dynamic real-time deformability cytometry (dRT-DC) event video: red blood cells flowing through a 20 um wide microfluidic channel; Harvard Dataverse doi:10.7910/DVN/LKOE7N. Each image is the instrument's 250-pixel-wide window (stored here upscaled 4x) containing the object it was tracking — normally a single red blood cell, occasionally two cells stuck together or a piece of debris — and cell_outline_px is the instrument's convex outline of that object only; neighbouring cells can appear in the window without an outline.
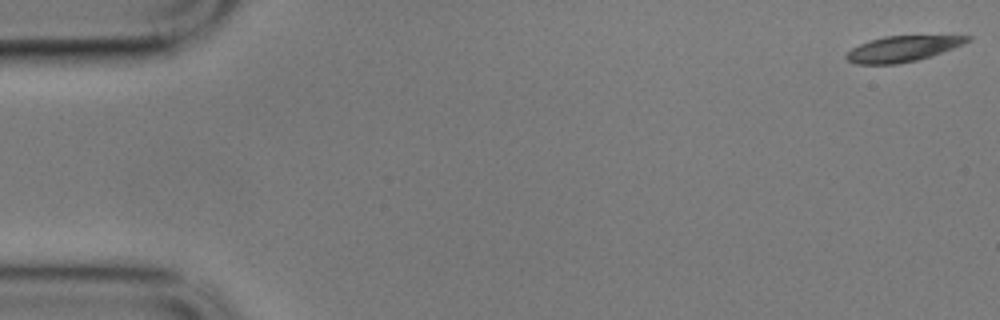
{"species": "common noctule bat (a hibernating species)", "species_latin": "Nyctalus noctula", "temperature_condition": "cold", "stored_images_in_passage": 5, "camera_frame_rate_fps": 3000, "um_per_image_px": 0.085, "animal": {"sex": "male", "body_mass_g": 17.9}, "frame": {"image": 1, "passage_image": 1, "time_ms": 0.0, "image_size_px": [1000, 320], "cell_outline_px": [[972, 40], [964, 44], [932, 56], [916, 60], [896, 64], [856, 64], [848, 60], [844, 56], [852, 48], [860, 44], [884, 36], [972, 36]], "centroid_in_image_um": [76.73, 4.15], "position_along_channel_um": 8.3, "area_um2": 17.92}}
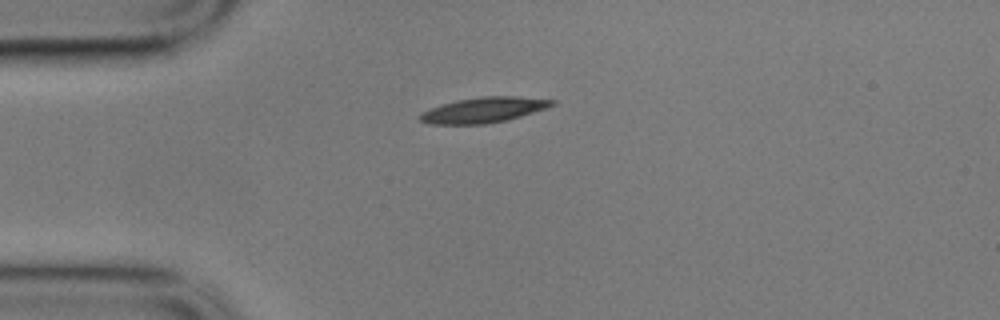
{"frame": {"image": 2, "passage_image": 5, "time_ms": 1.333, "image_size_px": [1000, 320], "cell_outline_px": [[556, 104], [508, 120], [484, 124], [432, 124], [420, 120], [420, 116], [424, 112], [432, 108], [456, 100], [480, 96], [516, 96], [556, 100]], "centroid_in_image_um": [41.15, 9.34], "position_along_channel_um": 43.9, "area_um2": 19.19}}